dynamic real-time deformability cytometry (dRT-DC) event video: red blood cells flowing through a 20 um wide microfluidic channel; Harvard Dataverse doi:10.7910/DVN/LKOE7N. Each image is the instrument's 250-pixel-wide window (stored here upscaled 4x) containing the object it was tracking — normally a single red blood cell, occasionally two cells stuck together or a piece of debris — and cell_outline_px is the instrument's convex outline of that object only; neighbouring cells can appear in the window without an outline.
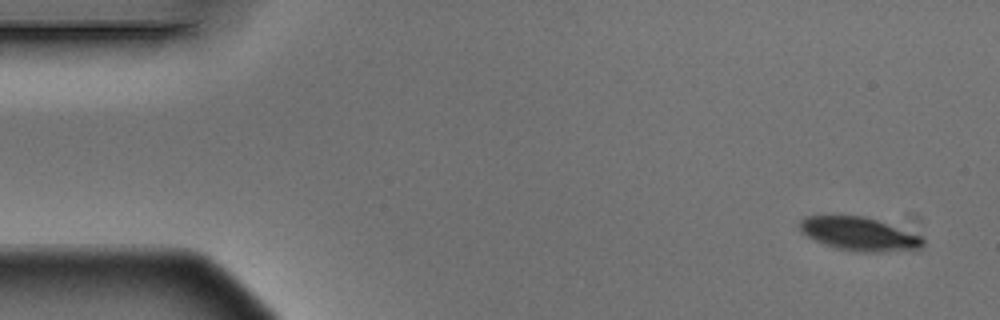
{"species": "Egyptian fruit bat (a non-hibernating species)", "species_latin": "Rousettus aegyptiacus", "temperature_condition": "warm", "stored_images_in_passage": 9, "camera_frame_rate_fps": 3000, "um_per_image_px": 0.085, "animal": {"sex": "male"}, "frame": {"image": 1, "passage_image": 1, "time_ms": 0.0, "image_size_px": [1000, 320], "cell_outline_px": [[924, 248], [920, 252], [864, 252], [836, 248], [824, 244], [808, 236], [800, 228], [800, 220], [804, 216], [864, 216], [876, 220], [920, 236], [924, 240]], "centroid_in_image_um": [73.13, 19.92], "position_along_channel_um": 11.9, "area_um2": 24.04}}
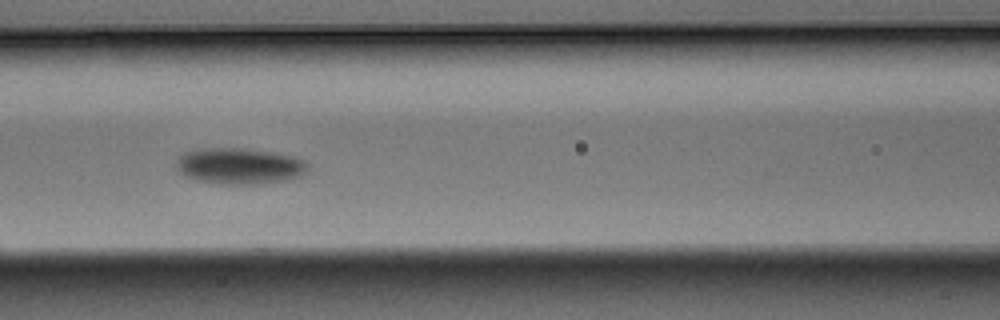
{"frame": {"image": 2, "passage_image": 7, "time_ms": 2.0, "image_size_px": [1000, 320], "cell_outline_px": [[308, 172], [300, 176], [284, 180], [256, 184], [220, 184], [196, 180], [184, 176], [176, 168], [176, 160], [184, 152], [192, 148], [244, 148], [272, 152], [292, 156], [304, 160], [308, 164]], "centroid_in_image_um": [20.31, 14.1], "position_along_channel_um": 146.3, "area_um2": 27.98}}
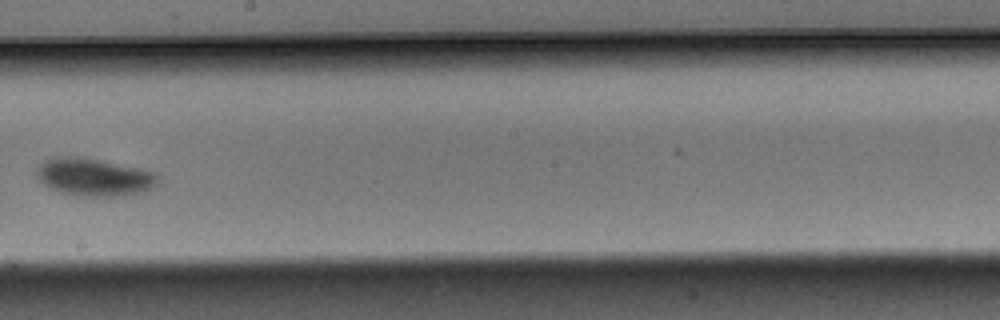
{"frame": {"image": 3, "passage_image": 9, "time_ms": 2.667, "image_size_px": [1000, 320], "cell_outline_px": [[160, 180], [152, 188], [144, 192], [120, 196], [84, 196], [60, 192], [36, 180], [36, 168], [44, 160], [56, 156], [84, 156], [140, 168], [152, 172], [160, 176]], "centroid_in_image_um": [7.98, 15.03], "position_along_channel_um": 240.2, "area_um2": 27.05}}